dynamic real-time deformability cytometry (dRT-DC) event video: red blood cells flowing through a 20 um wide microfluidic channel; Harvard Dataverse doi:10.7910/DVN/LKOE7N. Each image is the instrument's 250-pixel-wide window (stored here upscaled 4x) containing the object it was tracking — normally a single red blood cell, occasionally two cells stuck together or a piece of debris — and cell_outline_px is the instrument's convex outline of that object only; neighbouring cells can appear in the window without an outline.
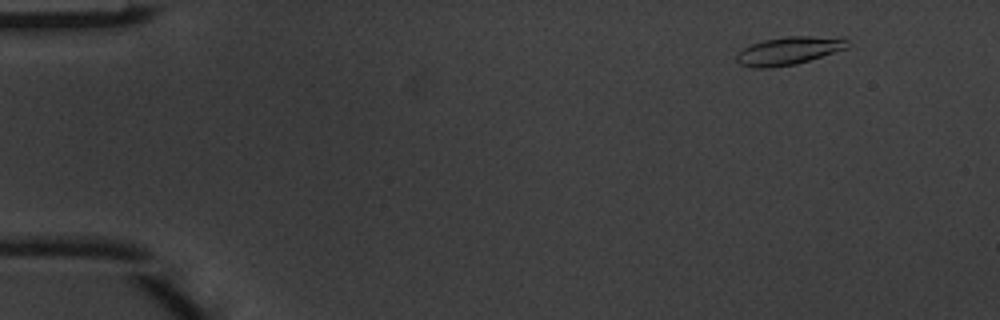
{"species": "common noctule bat (a hibernating species)", "species_latin": "Nyctalus noctula", "temperature_condition": "warm", "stored_images_in_passage": 6, "camera_frame_rate_fps": 3000, "um_per_image_px": 0.085, "animal": {"sex": "male", "body_mass_g": 20.1, "forearm_length_mm": 53.5}, "frame": {"image": 1, "passage_image": 1, "time_ms": 0.0, "image_size_px": [1000, 320], "cell_outline_px": [[848, 48], [796, 64], [772, 68], [752, 68], [740, 64], [736, 60], [736, 56], [744, 48], [752, 44], [764, 40], [788, 36], [844, 36], [848, 40]], "centroid_in_image_um": [67.1, 4.3], "position_along_channel_um": 17.9, "area_um2": 18.26}}
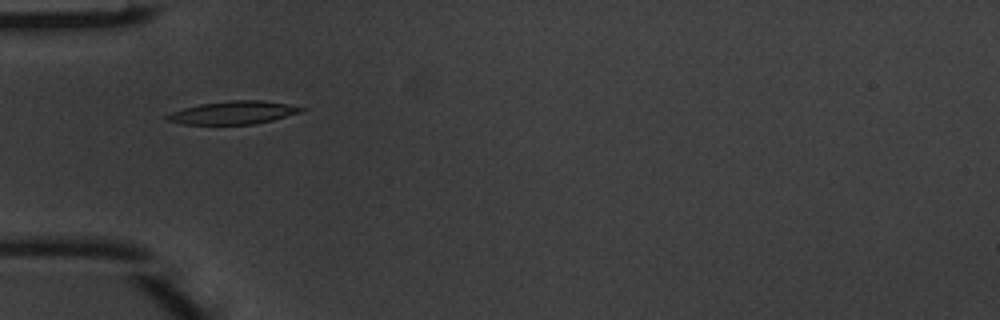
{"frame": {"image": 2, "passage_image": 4, "time_ms": 1.0, "image_size_px": [1000, 320], "cell_outline_px": [[308, 108], [304, 112], [272, 120], [252, 124], [180, 124], [168, 120], [164, 116], [172, 112], [184, 108], [200, 104], [228, 100], [260, 100], [288, 104]], "centroid_in_image_um": [19.88, 9.57], "position_along_channel_um": 65.1, "area_um2": 18.03}}
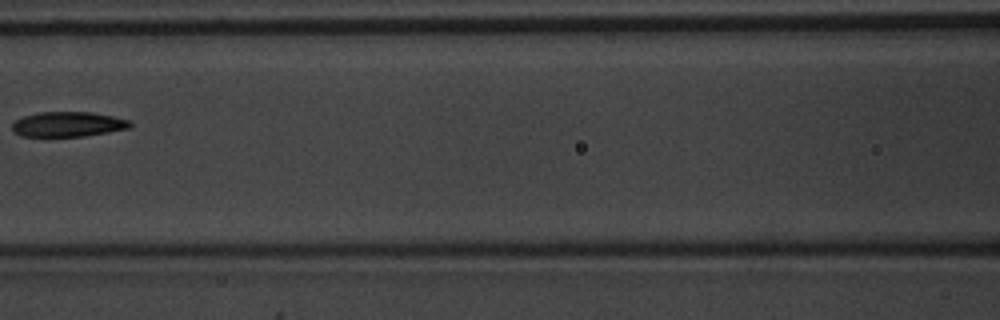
{"frame": {"image": 3, "passage_image": 6, "time_ms": 1.667, "image_size_px": [1000, 320], "cell_outline_px": [[132, 128], [84, 136], [20, 136], [12, 132], [12, 124], [16, 120], [24, 116], [40, 112], [92, 112], [112, 116], [128, 120], [132, 124]], "centroid_in_image_um": [5.77, 10.56], "position_along_channel_um": 160.8, "area_um2": 17.17}}